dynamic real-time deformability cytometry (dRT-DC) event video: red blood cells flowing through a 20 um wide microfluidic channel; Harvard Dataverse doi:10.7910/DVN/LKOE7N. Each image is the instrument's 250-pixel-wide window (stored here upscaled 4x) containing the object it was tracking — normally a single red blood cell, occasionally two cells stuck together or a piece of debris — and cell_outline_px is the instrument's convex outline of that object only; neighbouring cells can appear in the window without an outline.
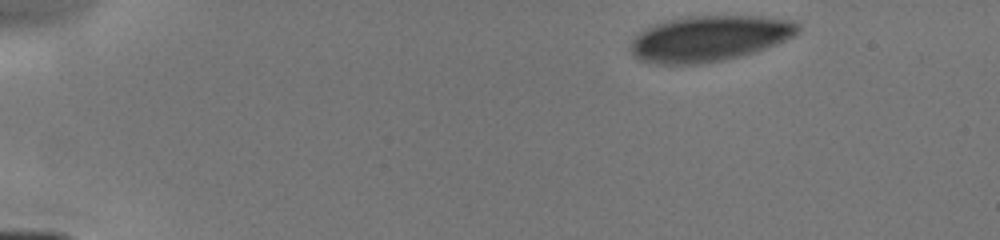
{"species": "human", "species_latin": "Homo sapiens", "temperature_condition": "cold", "stored_images_in_passage": 25, "camera_frame_rate_fps": 3000, "um_per_image_px": 0.085, "donor": {"sex": "male"}, "frame": {"image": 1, "passage_image": 1, "time_ms": 0.0, "image_size_px": [1000, 240], "cell_outline_px": [[800, 28], [792, 36], [776, 44], [740, 56], [700, 64], [656, 64], [640, 60], [628, 48], [632, 36], [644, 28], [652, 24], [664, 20], [688, 16], [760, 16], [792, 20], [800, 24]], "centroid_in_image_um": [60.21, 3.25], "position_along_channel_um": 24.8, "area_um2": 44.74}}
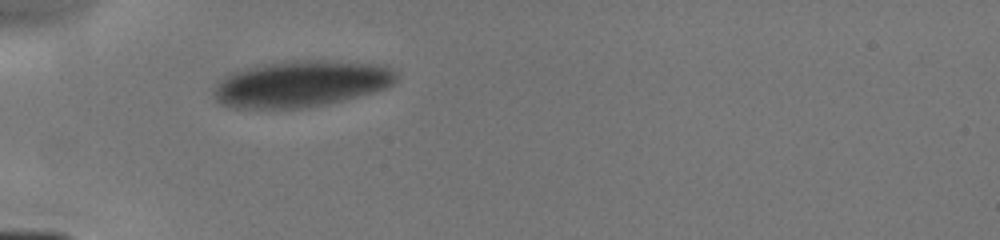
{"frame": {"image": 2, "passage_image": 14, "time_ms": 3.0, "image_size_px": [1000, 240], "cell_outline_px": [[396, 80], [388, 88], [324, 104], [300, 108], [236, 108], [220, 104], [216, 100], [212, 92], [220, 80], [232, 72], [260, 64], [284, 60], [328, 60], [384, 64], [392, 68], [396, 72]], "centroid_in_image_um": [25.59, 7.1], "position_along_channel_um": 59.4, "area_um2": 49.48}}
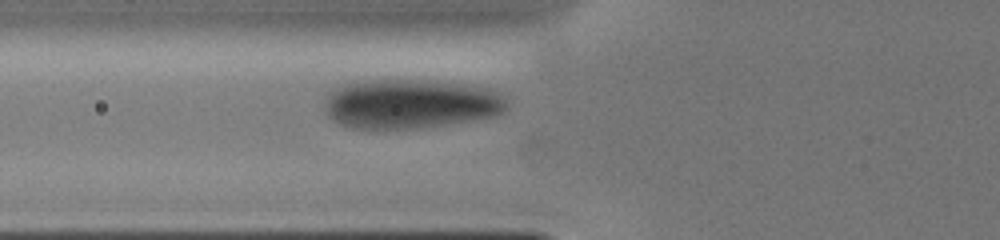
{"frame": {"image": 3, "passage_image": 22, "time_ms": 4.0, "image_size_px": [1000, 240], "cell_outline_px": [[508, 104], [504, 112], [492, 116], [468, 120], [440, 124], [408, 128], [352, 128], [340, 124], [332, 120], [324, 112], [324, 108], [328, 92], [332, 88], [340, 84], [356, 80], [436, 80], [492, 88], [504, 96]], "centroid_in_image_um": [34.83, 8.79], "position_along_channel_um": 91.0, "area_um2": 52.71}}